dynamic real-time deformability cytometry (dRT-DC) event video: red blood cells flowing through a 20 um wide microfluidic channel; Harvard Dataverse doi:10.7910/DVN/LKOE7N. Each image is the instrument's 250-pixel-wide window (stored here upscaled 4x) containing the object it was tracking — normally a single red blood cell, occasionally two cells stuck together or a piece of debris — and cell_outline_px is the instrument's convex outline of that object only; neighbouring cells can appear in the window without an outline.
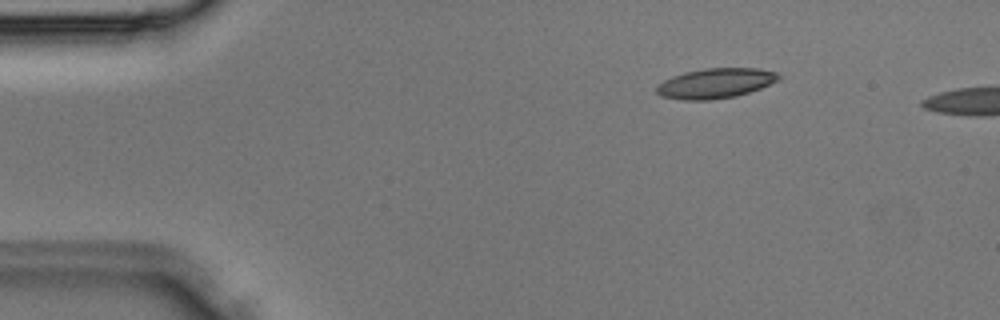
{"species": "Egyptian fruit bat (a non-hibernating species)", "species_latin": "Rousettus aegyptiacus", "temperature_condition": "room temperature", "stored_images_in_passage": 4, "camera_frame_rate_fps": 3000, "um_per_image_px": 0.085, "animal": {"sex": "male"}, "frame": {"image": 1, "passage_image": 1, "time_ms": 0.0, "image_size_px": [1000, 320], "cell_outline_px": [[784, 76], [780, 80], [760, 88], [736, 96], [708, 100], [684, 100], [660, 96], [656, 92], [656, 84], [672, 76], [684, 72], [704, 68], [760, 68], [776, 72]], "centroid_in_image_um": [60.82, 7.07], "position_along_channel_um": 24.2, "area_um2": 21.56}}